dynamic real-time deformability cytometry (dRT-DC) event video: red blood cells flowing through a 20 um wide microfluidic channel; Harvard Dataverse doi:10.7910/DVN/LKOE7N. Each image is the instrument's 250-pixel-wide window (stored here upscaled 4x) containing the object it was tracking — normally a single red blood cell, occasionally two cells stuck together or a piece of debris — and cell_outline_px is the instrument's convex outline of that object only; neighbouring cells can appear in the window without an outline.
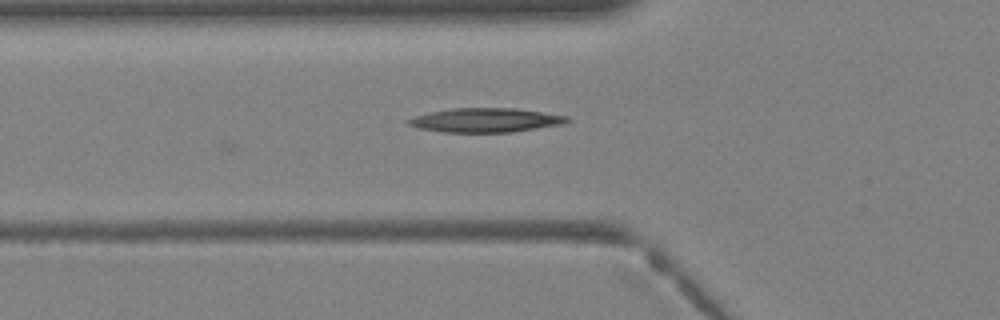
{"species": "Egyptian fruit bat (a non-hibernating species)", "species_latin": "Rousettus aegyptiacus", "temperature_condition": "warm", "stored_images_in_passage": 4, "camera_frame_rate_fps": 3000, "um_per_image_px": 0.085, "animal": {"sex": "female"}, "frame": {"image": 1, "passage_image": 4, "time_ms": 1.0, "image_size_px": [1000, 320], "cell_outline_px": [[568, 120], [560, 124], [512, 132], [444, 132], [420, 128], [408, 124], [404, 120], [428, 112], [452, 108], [516, 108], [568, 116]], "centroid_in_image_um": [41.22, 10.2], "position_along_channel_um": 84.6, "area_um2": 22.08}}